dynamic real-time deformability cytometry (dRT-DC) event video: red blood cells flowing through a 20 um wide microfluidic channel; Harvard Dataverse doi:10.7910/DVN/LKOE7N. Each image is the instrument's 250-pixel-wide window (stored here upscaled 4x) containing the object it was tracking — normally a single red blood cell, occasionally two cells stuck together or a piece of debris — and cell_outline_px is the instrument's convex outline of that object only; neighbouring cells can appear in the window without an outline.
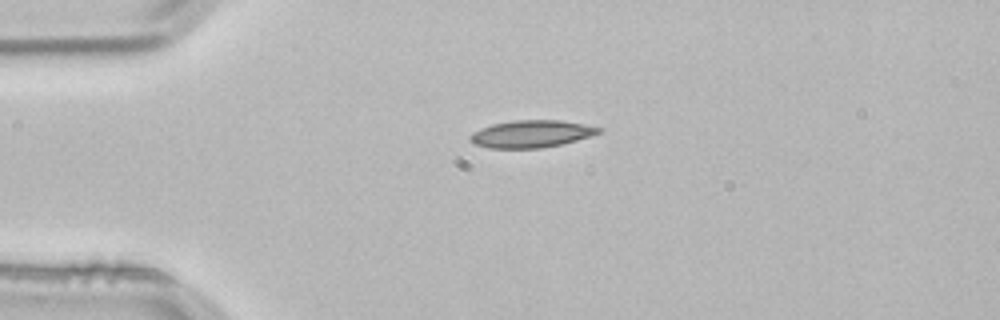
{"species": "common noctule bat (a hibernating species)", "species_latin": "Nyctalus noctula", "temperature_condition": "room temperature", "stored_images_in_passage": 2, "camera_frame_rate_fps": 3000, "um_per_image_px": 0.085, "animal": {"sex": "male", "body_mass_g": 21.5, "forearm_length_mm": 52.0}, "frame": {"image": 1, "passage_image": 1, "time_ms": 0.0, "image_size_px": [1000, 320], "cell_outline_px": [[604, 128], [600, 132], [592, 136], [560, 144], [540, 148], [488, 148], [476, 144], [468, 140], [468, 136], [472, 132], [480, 128], [492, 124], [512, 120], [560, 120], [584, 124]], "centroid_in_image_um": [45.14, 11.37], "position_along_channel_um": 39.9, "area_um2": 20.52}}
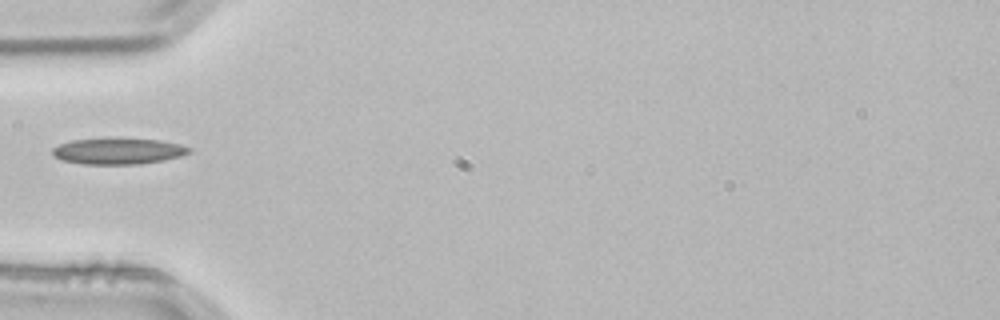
{"frame": {"image": 2, "passage_image": 2, "time_ms": 0.333, "image_size_px": [1000, 320], "cell_outline_px": [[192, 152], [180, 156], [164, 160], [140, 164], [84, 164], [64, 160], [52, 156], [52, 148], [60, 144], [72, 140], [104, 136], [116, 136], [160, 140], [180, 144], [192, 148]], "centroid_in_image_um": [10.05, 12.8], "position_along_channel_um": 75.0, "area_um2": 21.68}}